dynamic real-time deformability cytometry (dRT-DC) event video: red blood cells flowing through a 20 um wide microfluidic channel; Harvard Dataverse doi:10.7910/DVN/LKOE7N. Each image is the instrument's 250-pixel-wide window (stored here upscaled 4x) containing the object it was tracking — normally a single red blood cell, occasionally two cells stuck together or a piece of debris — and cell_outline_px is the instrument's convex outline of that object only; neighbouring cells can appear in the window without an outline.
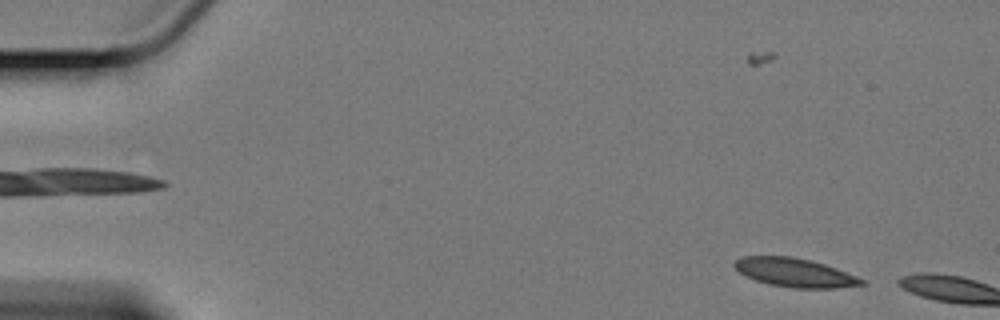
{"species": "Egyptian fruit bat (a non-hibernating species)", "species_latin": "Rousettus aegyptiacus", "temperature_condition": "cold", "stored_images_in_passage": 51, "camera_frame_rate_fps": 3000, "um_per_image_px": 0.085, "animal": {"sex": "female"}, "frame": {"image": 1, "passage_image": 3, "time_ms": 0.667, "image_size_px": [1000, 320], "cell_outline_px": [[868, 284], [836, 288], [792, 288], [768, 284], [744, 276], [732, 264], [740, 256], [792, 256], [812, 260], [836, 268], [856, 276], [864, 280]], "centroid_in_image_um": [67.55, 23.17], "position_along_channel_um": 17.4, "area_um2": 21.44}}
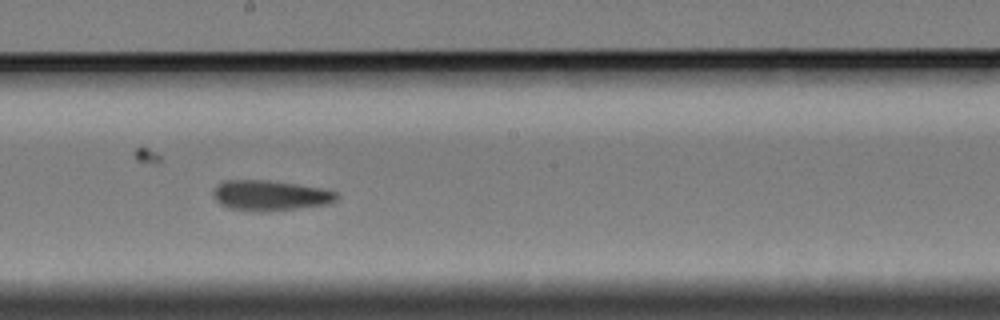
{"frame": {"image": 2, "passage_image": 31, "time_ms": 10.0, "image_size_px": [1000, 320], "cell_outline_px": [[340, 196], [336, 200], [328, 204], [268, 212], [256, 212], [228, 208], [220, 204], [216, 200], [212, 192], [216, 184], [224, 180], [264, 180], [320, 188], [336, 192]], "centroid_in_image_um": [22.92, 16.63], "position_along_channel_um": 225.3, "area_um2": 21.85}}
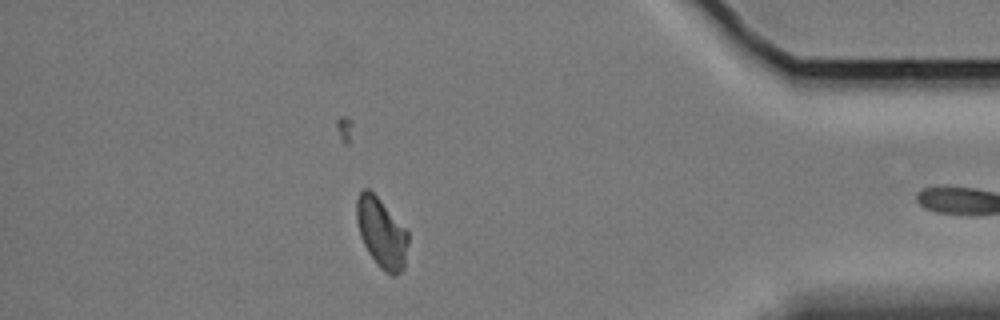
{"frame": {"image": 3, "passage_image": 50, "time_ms": 16.333, "image_size_px": [1000, 320], "cell_outline_px": [[408, 244], [404, 268], [396, 276], [392, 276], [380, 268], [376, 264], [368, 252], [360, 236], [356, 220], [356, 200], [360, 192], [364, 188], [368, 188], [380, 200], [408, 232]], "centroid_in_image_um": [32.42, 19.82], "position_along_channel_um": 402.8, "area_um2": 20.87}}